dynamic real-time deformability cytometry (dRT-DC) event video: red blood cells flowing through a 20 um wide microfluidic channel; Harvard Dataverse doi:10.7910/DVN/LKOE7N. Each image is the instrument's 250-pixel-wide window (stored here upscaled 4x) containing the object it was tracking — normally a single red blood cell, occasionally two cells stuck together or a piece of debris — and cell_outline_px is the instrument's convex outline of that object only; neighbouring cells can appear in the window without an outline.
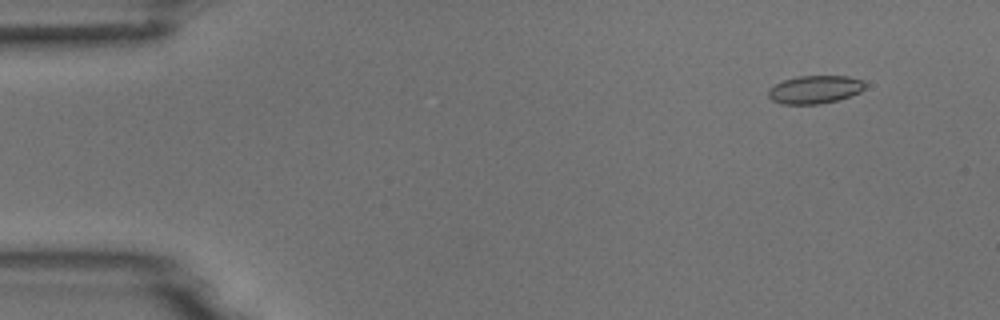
{"species": "common noctule bat (a hibernating species)", "species_latin": "Nyctalus noctula", "temperature_condition": "room temperature", "stored_images_in_passage": 5, "camera_frame_rate_fps": 3000, "um_per_image_px": 0.085, "animal": {"sex": "male", "body_mass_g": 18.8}, "frame": {"image": 1, "passage_image": 1, "time_ms": 0.0, "image_size_px": [1000, 320], "cell_outline_px": [[864, 88], [860, 92], [836, 100], [820, 104], [780, 104], [772, 100], [768, 96], [768, 88], [784, 80], [796, 76], [848, 76], [864, 80]], "centroid_in_image_um": [69.24, 7.6], "position_along_channel_um": 15.8, "area_um2": 15.78}}
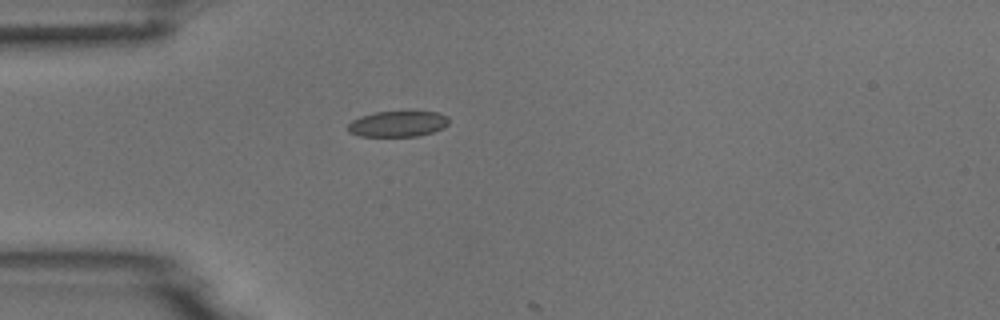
{"frame": {"image": 2, "passage_image": 4, "time_ms": 3.333, "image_size_px": [1000, 320], "cell_outline_px": [[448, 124], [444, 128], [432, 132], [416, 136], [360, 136], [348, 132], [348, 124], [352, 120], [360, 116], [376, 112], [436, 112], [448, 116]], "centroid_in_image_um": [33.8, 10.53], "position_along_channel_um": 51.2, "area_um2": 15.09}}